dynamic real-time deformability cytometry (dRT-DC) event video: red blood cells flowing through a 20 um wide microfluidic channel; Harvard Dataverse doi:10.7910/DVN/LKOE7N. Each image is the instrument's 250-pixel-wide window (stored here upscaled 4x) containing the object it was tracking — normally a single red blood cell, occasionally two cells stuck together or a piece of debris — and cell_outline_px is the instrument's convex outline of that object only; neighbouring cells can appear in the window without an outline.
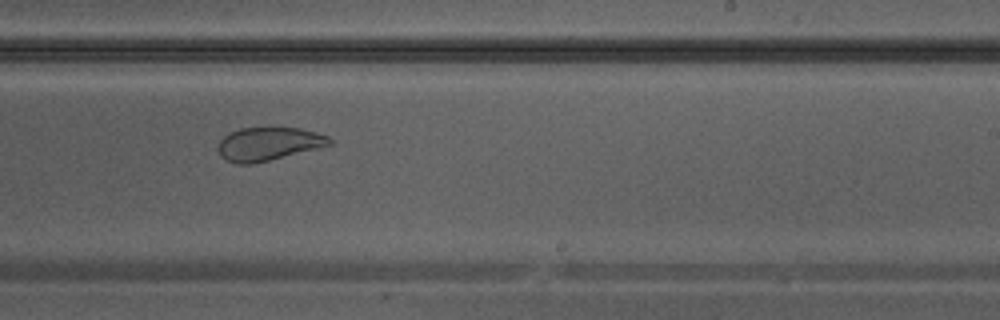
{"species": "Egyptian fruit bat (a non-hibernating species)", "species_latin": "Rousettus aegyptiacus", "temperature_condition": "warm", "stored_images_in_passage": 26, "camera_frame_rate_fps": 3000, "um_per_image_px": 0.085, "animal": {"sex": "male"}, "frame": {"image": 1, "passage_image": 15, "time_ms": 4.667, "image_size_px": [1000, 320], "cell_outline_px": [[332, 144], [252, 164], [236, 164], [224, 160], [220, 156], [216, 148], [220, 140], [228, 132], [240, 128], [300, 128], [316, 132], [328, 136], [332, 140]], "centroid_in_image_um": [22.75, 12.23], "position_along_channel_um": 266.3, "area_um2": 21.56}}